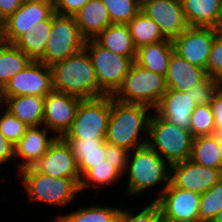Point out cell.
Instances as JSON below:
<instances>
[{
    "instance_id": "cell-19",
    "label": "cell",
    "mask_w": 222,
    "mask_h": 222,
    "mask_svg": "<svg viewBox=\"0 0 222 222\" xmlns=\"http://www.w3.org/2000/svg\"><path fill=\"white\" fill-rule=\"evenodd\" d=\"M28 127L25 134L15 145V159L19 158L18 172L26 167L36 164L48 151L50 145L56 140L54 134L45 126Z\"/></svg>"
},
{
    "instance_id": "cell-31",
    "label": "cell",
    "mask_w": 222,
    "mask_h": 222,
    "mask_svg": "<svg viewBox=\"0 0 222 222\" xmlns=\"http://www.w3.org/2000/svg\"><path fill=\"white\" fill-rule=\"evenodd\" d=\"M121 177L123 179L124 176L112 164L104 160L103 163L95 164L81 177L79 188L80 191L94 188L97 190L95 192L100 194L101 187L119 183Z\"/></svg>"
},
{
    "instance_id": "cell-37",
    "label": "cell",
    "mask_w": 222,
    "mask_h": 222,
    "mask_svg": "<svg viewBox=\"0 0 222 222\" xmlns=\"http://www.w3.org/2000/svg\"><path fill=\"white\" fill-rule=\"evenodd\" d=\"M221 87V80L207 76L203 81L193 87L195 103L197 105L210 104L214 95Z\"/></svg>"
},
{
    "instance_id": "cell-36",
    "label": "cell",
    "mask_w": 222,
    "mask_h": 222,
    "mask_svg": "<svg viewBox=\"0 0 222 222\" xmlns=\"http://www.w3.org/2000/svg\"><path fill=\"white\" fill-rule=\"evenodd\" d=\"M0 115V132L15 146L29 126L5 109L0 112Z\"/></svg>"
},
{
    "instance_id": "cell-29",
    "label": "cell",
    "mask_w": 222,
    "mask_h": 222,
    "mask_svg": "<svg viewBox=\"0 0 222 222\" xmlns=\"http://www.w3.org/2000/svg\"><path fill=\"white\" fill-rule=\"evenodd\" d=\"M128 26L136 49L167 40L157 23L142 11L128 23Z\"/></svg>"
},
{
    "instance_id": "cell-43",
    "label": "cell",
    "mask_w": 222,
    "mask_h": 222,
    "mask_svg": "<svg viewBox=\"0 0 222 222\" xmlns=\"http://www.w3.org/2000/svg\"><path fill=\"white\" fill-rule=\"evenodd\" d=\"M210 107L215 120L216 134H222V87L214 95Z\"/></svg>"
},
{
    "instance_id": "cell-52",
    "label": "cell",
    "mask_w": 222,
    "mask_h": 222,
    "mask_svg": "<svg viewBox=\"0 0 222 222\" xmlns=\"http://www.w3.org/2000/svg\"><path fill=\"white\" fill-rule=\"evenodd\" d=\"M220 28H222V0H221V11H220Z\"/></svg>"
},
{
    "instance_id": "cell-22",
    "label": "cell",
    "mask_w": 222,
    "mask_h": 222,
    "mask_svg": "<svg viewBox=\"0 0 222 222\" xmlns=\"http://www.w3.org/2000/svg\"><path fill=\"white\" fill-rule=\"evenodd\" d=\"M190 27L220 29L221 0H181Z\"/></svg>"
},
{
    "instance_id": "cell-9",
    "label": "cell",
    "mask_w": 222,
    "mask_h": 222,
    "mask_svg": "<svg viewBox=\"0 0 222 222\" xmlns=\"http://www.w3.org/2000/svg\"><path fill=\"white\" fill-rule=\"evenodd\" d=\"M85 42L75 16L55 13L52 16L50 37L45 46V64L51 66L76 54L85 48Z\"/></svg>"
},
{
    "instance_id": "cell-3",
    "label": "cell",
    "mask_w": 222,
    "mask_h": 222,
    "mask_svg": "<svg viewBox=\"0 0 222 222\" xmlns=\"http://www.w3.org/2000/svg\"><path fill=\"white\" fill-rule=\"evenodd\" d=\"M54 91L71 94L82 99L99 97V85L88 52L83 49L65 60L50 66Z\"/></svg>"
},
{
    "instance_id": "cell-33",
    "label": "cell",
    "mask_w": 222,
    "mask_h": 222,
    "mask_svg": "<svg viewBox=\"0 0 222 222\" xmlns=\"http://www.w3.org/2000/svg\"><path fill=\"white\" fill-rule=\"evenodd\" d=\"M112 24H128L140 11L138 0H101Z\"/></svg>"
},
{
    "instance_id": "cell-2",
    "label": "cell",
    "mask_w": 222,
    "mask_h": 222,
    "mask_svg": "<svg viewBox=\"0 0 222 222\" xmlns=\"http://www.w3.org/2000/svg\"><path fill=\"white\" fill-rule=\"evenodd\" d=\"M128 174V176H127ZM128 179L126 192L128 197L142 196L144 191L155 188L160 183L165 184L155 194V201L170 183V165L148 145L129 152L127 169L124 173Z\"/></svg>"
},
{
    "instance_id": "cell-16",
    "label": "cell",
    "mask_w": 222,
    "mask_h": 222,
    "mask_svg": "<svg viewBox=\"0 0 222 222\" xmlns=\"http://www.w3.org/2000/svg\"><path fill=\"white\" fill-rule=\"evenodd\" d=\"M33 167L52 177L73 179L78 184L81 181L78 163L71 146L62 137L56 138L47 153Z\"/></svg>"
},
{
    "instance_id": "cell-7",
    "label": "cell",
    "mask_w": 222,
    "mask_h": 222,
    "mask_svg": "<svg viewBox=\"0 0 222 222\" xmlns=\"http://www.w3.org/2000/svg\"><path fill=\"white\" fill-rule=\"evenodd\" d=\"M92 61L99 85V97L113 95L136 58L113 53L100 46L94 39L86 40L85 48Z\"/></svg>"
},
{
    "instance_id": "cell-46",
    "label": "cell",
    "mask_w": 222,
    "mask_h": 222,
    "mask_svg": "<svg viewBox=\"0 0 222 222\" xmlns=\"http://www.w3.org/2000/svg\"><path fill=\"white\" fill-rule=\"evenodd\" d=\"M5 105V98H4V94L2 92V89H0V112L4 109Z\"/></svg>"
},
{
    "instance_id": "cell-40",
    "label": "cell",
    "mask_w": 222,
    "mask_h": 222,
    "mask_svg": "<svg viewBox=\"0 0 222 222\" xmlns=\"http://www.w3.org/2000/svg\"><path fill=\"white\" fill-rule=\"evenodd\" d=\"M129 152L122 147L105 141V160L112 164L123 176L127 169Z\"/></svg>"
},
{
    "instance_id": "cell-25",
    "label": "cell",
    "mask_w": 222,
    "mask_h": 222,
    "mask_svg": "<svg viewBox=\"0 0 222 222\" xmlns=\"http://www.w3.org/2000/svg\"><path fill=\"white\" fill-rule=\"evenodd\" d=\"M51 28L52 17L32 26L13 44L27 54L31 61L45 64V46L50 37Z\"/></svg>"
},
{
    "instance_id": "cell-30",
    "label": "cell",
    "mask_w": 222,
    "mask_h": 222,
    "mask_svg": "<svg viewBox=\"0 0 222 222\" xmlns=\"http://www.w3.org/2000/svg\"><path fill=\"white\" fill-rule=\"evenodd\" d=\"M219 156V134L193 138L192 155L190 159L195 163L214 169H221Z\"/></svg>"
},
{
    "instance_id": "cell-23",
    "label": "cell",
    "mask_w": 222,
    "mask_h": 222,
    "mask_svg": "<svg viewBox=\"0 0 222 222\" xmlns=\"http://www.w3.org/2000/svg\"><path fill=\"white\" fill-rule=\"evenodd\" d=\"M4 98V109L21 122L29 127L43 125L45 97L26 95Z\"/></svg>"
},
{
    "instance_id": "cell-51",
    "label": "cell",
    "mask_w": 222,
    "mask_h": 222,
    "mask_svg": "<svg viewBox=\"0 0 222 222\" xmlns=\"http://www.w3.org/2000/svg\"><path fill=\"white\" fill-rule=\"evenodd\" d=\"M152 1H156V0H138V3L140 5V7L142 8L145 4L152 2Z\"/></svg>"
},
{
    "instance_id": "cell-12",
    "label": "cell",
    "mask_w": 222,
    "mask_h": 222,
    "mask_svg": "<svg viewBox=\"0 0 222 222\" xmlns=\"http://www.w3.org/2000/svg\"><path fill=\"white\" fill-rule=\"evenodd\" d=\"M215 35L216 28L189 26L172 40L174 52L190 64L207 70Z\"/></svg>"
},
{
    "instance_id": "cell-45",
    "label": "cell",
    "mask_w": 222,
    "mask_h": 222,
    "mask_svg": "<svg viewBox=\"0 0 222 222\" xmlns=\"http://www.w3.org/2000/svg\"><path fill=\"white\" fill-rule=\"evenodd\" d=\"M25 0H0V18L5 21L15 13Z\"/></svg>"
},
{
    "instance_id": "cell-49",
    "label": "cell",
    "mask_w": 222,
    "mask_h": 222,
    "mask_svg": "<svg viewBox=\"0 0 222 222\" xmlns=\"http://www.w3.org/2000/svg\"><path fill=\"white\" fill-rule=\"evenodd\" d=\"M34 1L45 2L52 5L53 7H55V5L57 4V0H34Z\"/></svg>"
},
{
    "instance_id": "cell-18",
    "label": "cell",
    "mask_w": 222,
    "mask_h": 222,
    "mask_svg": "<svg viewBox=\"0 0 222 222\" xmlns=\"http://www.w3.org/2000/svg\"><path fill=\"white\" fill-rule=\"evenodd\" d=\"M196 106L193 88L187 91L167 89L153 112L181 128L190 130L191 114Z\"/></svg>"
},
{
    "instance_id": "cell-35",
    "label": "cell",
    "mask_w": 222,
    "mask_h": 222,
    "mask_svg": "<svg viewBox=\"0 0 222 222\" xmlns=\"http://www.w3.org/2000/svg\"><path fill=\"white\" fill-rule=\"evenodd\" d=\"M147 204L135 214L121 208L118 222H165L160 207L154 201Z\"/></svg>"
},
{
    "instance_id": "cell-50",
    "label": "cell",
    "mask_w": 222,
    "mask_h": 222,
    "mask_svg": "<svg viewBox=\"0 0 222 222\" xmlns=\"http://www.w3.org/2000/svg\"><path fill=\"white\" fill-rule=\"evenodd\" d=\"M3 20L0 18V42L3 41Z\"/></svg>"
},
{
    "instance_id": "cell-27",
    "label": "cell",
    "mask_w": 222,
    "mask_h": 222,
    "mask_svg": "<svg viewBox=\"0 0 222 222\" xmlns=\"http://www.w3.org/2000/svg\"><path fill=\"white\" fill-rule=\"evenodd\" d=\"M30 62L29 56L14 44L0 42V89Z\"/></svg>"
},
{
    "instance_id": "cell-4",
    "label": "cell",
    "mask_w": 222,
    "mask_h": 222,
    "mask_svg": "<svg viewBox=\"0 0 222 222\" xmlns=\"http://www.w3.org/2000/svg\"><path fill=\"white\" fill-rule=\"evenodd\" d=\"M193 138L190 130L161 118L155 112L151 114L147 145L170 166L191 158Z\"/></svg>"
},
{
    "instance_id": "cell-39",
    "label": "cell",
    "mask_w": 222,
    "mask_h": 222,
    "mask_svg": "<svg viewBox=\"0 0 222 222\" xmlns=\"http://www.w3.org/2000/svg\"><path fill=\"white\" fill-rule=\"evenodd\" d=\"M78 163V169L81 177L95 164L103 163L105 155V140L101 143V151L91 152H73Z\"/></svg>"
},
{
    "instance_id": "cell-6",
    "label": "cell",
    "mask_w": 222,
    "mask_h": 222,
    "mask_svg": "<svg viewBox=\"0 0 222 222\" xmlns=\"http://www.w3.org/2000/svg\"><path fill=\"white\" fill-rule=\"evenodd\" d=\"M166 91L165 76L146 70L134 62L112 97L123 103L142 104L154 110Z\"/></svg>"
},
{
    "instance_id": "cell-20",
    "label": "cell",
    "mask_w": 222,
    "mask_h": 222,
    "mask_svg": "<svg viewBox=\"0 0 222 222\" xmlns=\"http://www.w3.org/2000/svg\"><path fill=\"white\" fill-rule=\"evenodd\" d=\"M208 76L205 69L190 64L173 52L165 76L167 89L187 91Z\"/></svg>"
},
{
    "instance_id": "cell-48",
    "label": "cell",
    "mask_w": 222,
    "mask_h": 222,
    "mask_svg": "<svg viewBox=\"0 0 222 222\" xmlns=\"http://www.w3.org/2000/svg\"><path fill=\"white\" fill-rule=\"evenodd\" d=\"M211 222H222V210L216 214Z\"/></svg>"
},
{
    "instance_id": "cell-15",
    "label": "cell",
    "mask_w": 222,
    "mask_h": 222,
    "mask_svg": "<svg viewBox=\"0 0 222 222\" xmlns=\"http://www.w3.org/2000/svg\"><path fill=\"white\" fill-rule=\"evenodd\" d=\"M54 14V7L48 3L25 0L19 9L3 22V42L13 44L32 26L49 20Z\"/></svg>"
},
{
    "instance_id": "cell-44",
    "label": "cell",
    "mask_w": 222,
    "mask_h": 222,
    "mask_svg": "<svg viewBox=\"0 0 222 222\" xmlns=\"http://www.w3.org/2000/svg\"><path fill=\"white\" fill-rule=\"evenodd\" d=\"M15 157V146L0 132V166L13 160Z\"/></svg>"
},
{
    "instance_id": "cell-41",
    "label": "cell",
    "mask_w": 222,
    "mask_h": 222,
    "mask_svg": "<svg viewBox=\"0 0 222 222\" xmlns=\"http://www.w3.org/2000/svg\"><path fill=\"white\" fill-rule=\"evenodd\" d=\"M106 138L64 139L71 146L72 152L101 151V143Z\"/></svg>"
},
{
    "instance_id": "cell-38",
    "label": "cell",
    "mask_w": 222,
    "mask_h": 222,
    "mask_svg": "<svg viewBox=\"0 0 222 222\" xmlns=\"http://www.w3.org/2000/svg\"><path fill=\"white\" fill-rule=\"evenodd\" d=\"M206 72L208 76L222 81V28L216 29Z\"/></svg>"
},
{
    "instance_id": "cell-11",
    "label": "cell",
    "mask_w": 222,
    "mask_h": 222,
    "mask_svg": "<svg viewBox=\"0 0 222 222\" xmlns=\"http://www.w3.org/2000/svg\"><path fill=\"white\" fill-rule=\"evenodd\" d=\"M52 87V71L43 62L31 61L22 71L14 75L2 89L4 97L42 96L46 97Z\"/></svg>"
},
{
    "instance_id": "cell-26",
    "label": "cell",
    "mask_w": 222,
    "mask_h": 222,
    "mask_svg": "<svg viewBox=\"0 0 222 222\" xmlns=\"http://www.w3.org/2000/svg\"><path fill=\"white\" fill-rule=\"evenodd\" d=\"M94 40L113 53L128 58H136L137 49L133 43L128 24H111Z\"/></svg>"
},
{
    "instance_id": "cell-8",
    "label": "cell",
    "mask_w": 222,
    "mask_h": 222,
    "mask_svg": "<svg viewBox=\"0 0 222 222\" xmlns=\"http://www.w3.org/2000/svg\"><path fill=\"white\" fill-rule=\"evenodd\" d=\"M111 112V95L82 99L63 139L106 138Z\"/></svg>"
},
{
    "instance_id": "cell-13",
    "label": "cell",
    "mask_w": 222,
    "mask_h": 222,
    "mask_svg": "<svg viewBox=\"0 0 222 222\" xmlns=\"http://www.w3.org/2000/svg\"><path fill=\"white\" fill-rule=\"evenodd\" d=\"M222 178V169L199 165L191 159L170 166V183L177 188L203 194Z\"/></svg>"
},
{
    "instance_id": "cell-24",
    "label": "cell",
    "mask_w": 222,
    "mask_h": 222,
    "mask_svg": "<svg viewBox=\"0 0 222 222\" xmlns=\"http://www.w3.org/2000/svg\"><path fill=\"white\" fill-rule=\"evenodd\" d=\"M174 52L170 39L149 44L137 49L135 63L149 71L166 76Z\"/></svg>"
},
{
    "instance_id": "cell-28",
    "label": "cell",
    "mask_w": 222,
    "mask_h": 222,
    "mask_svg": "<svg viewBox=\"0 0 222 222\" xmlns=\"http://www.w3.org/2000/svg\"><path fill=\"white\" fill-rule=\"evenodd\" d=\"M121 208L101 206L98 204L80 206L66 214H60L53 219L55 222H118Z\"/></svg>"
},
{
    "instance_id": "cell-10",
    "label": "cell",
    "mask_w": 222,
    "mask_h": 222,
    "mask_svg": "<svg viewBox=\"0 0 222 222\" xmlns=\"http://www.w3.org/2000/svg\"><path fill=\"white\" fill-rule=\"evenodd\" d=\"M201 194L174 187L171 183L154 201L165 222H199Z\"/></svg>"
},
{
    "instance_id": "cell-47",
    "label": "cell",
    "mask_w": 222,
    "mask_h": 222,
    "mask_svg": "<svg viewBox=\"0 0 222 222\" xmlns=\"http://www.w3.org/2000/svg\"><path fill=\"white\" fill-rule=\"evenodd\" d=\"M219 151H220V160H221V169H222V134H219Z\"/></svg>"
},
{
    "instance_id": "cell-5",
    "label": "cell",
    "mask_w": 222,
    "mask_h": 222,
    "mask_svg": "<svg viewBox=\"0 0 222 222\" xmlns=\"http://www.w3.org/2000/svg\"><path fill=\"white\" fill-rule=\"evenodd\" d=\"M18 174L29 202L66 207L80 192L79 184L75 180L52 177L37 171L33 166L20 170Z\"/></svg>"
},
{
    "instance_id": "cell-34",
    "label": "cell",
    "mask_w": 222,
    "mask_h": 222,
    "mask_svg": "<svg viewBox=\"0 0 222 222\" xmlns=\"http://www.w3.org/2000/svg\"><path fill=\"white\" fill-rule=\"evenodd\" d=\"M190 132L193 137L216 134L215 120L210 104L197 105L191 114Z\"/></svg>"
},
{
    "instance_id": "cell-21",
    "label": "cell",
    "mask_w": 222,
    "mask_h": 222,
    "mask_svg": "<svg viewBox=\"0 0 222 222\" xmlns=\"http://www.w3.org/2000/svg\"><path fill=\"white\" fill-rule=\"evenodd\" d=\"M80 33L86 39H95L112 21L101 0H89L75 15Z\"/></svg>"
},
{
    "instance_id": "cell-17",
    "label": "cell",
    "mask_w": 222,
    "mask_h": 222,
    "mask_svg": "<svg viewBox=\"0 0 222 222\" xmlns=\"http://www.w3.org/2000/svg\"><path fill=\"white\" fill-rule=\"evenodd\" d=\"M141 11L157 23L167 39H175L189 27L181 0L152 1L145 4Z\"/></svg>"
},
{
    "instance_id": "cell-14",
    "label": "cell",
    "mask_w": 222,
    "mask_h": 222,
    "mask_svg": "<svg viewBox=\"0 0 222 222\" xmlns=\"http://www.w3.org/2000/svg\"><path fill=\"white\" fill-rule=\"evenodd\" d=\"M82 98L52 90L44 99L43 126L56 137L70 129Z\"/></svg>"
},
{
    "instance_id": "cell-42",
    "label": "cell",
    "mask_w": 222,
    "mask_h": 222,
    "mask_svg": "<svg viewBox=\"0 0 222 222\" xmlns=\"http://www.w3.org/2000/svg\"><path fill=\"white\" fill-rule=\"evenodd\" d=\"M88 1L89 0H57L54 10L55 13L60 15L75 16Z\"/></svg>"
},
{
    "instance_id": "cell-32",
    "label": "cell",
    "mask_w": 222,
    "mask_h": 222,
    "mask_svg": "<svg viewBox=\"0 0 222 222\" xmlns=\"http://www.w3.org/2000/svg\"><path fill=\"white\" fill-rule=\"evenodd\" d=\"M222 210V178L201 194L199 222H211Z\"/></svg>"
},
{
    "instance_id": "cell-1",
    "label": "cell",
    "mask_w": 222,
    "mask_h": 222,
    "mask_svg": "<svg viewBox=\"0 0 222 222\" xmlns=\"http://www.w3.org/2000/svg\"><path fill=\"white\" fill-rule=\"evenodd\" d=\"M153 109L142 104L123 103L111 95V112L105 141L128 151L147 145L148 124ZM144 131V132H143Z\"/></svg>"
}]
</instances>
